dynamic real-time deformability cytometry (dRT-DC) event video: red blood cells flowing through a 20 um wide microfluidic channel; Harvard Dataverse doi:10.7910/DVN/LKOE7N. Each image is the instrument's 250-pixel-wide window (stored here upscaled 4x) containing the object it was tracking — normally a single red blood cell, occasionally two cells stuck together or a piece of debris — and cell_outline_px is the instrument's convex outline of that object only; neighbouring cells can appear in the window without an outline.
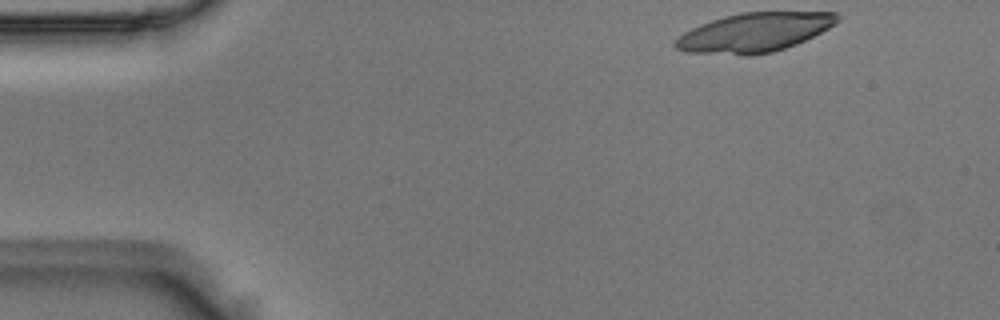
{"species": "Egyptian fruit bat (a non-hibernating species)", "species_latin": "Rousettus aegyptiacus", "temperature_condition": "room temperature", "stored_images_in_passage": 10, "camera_frame_rate_fps": 3000, "um_per_image_px": 0.085, "animal": {"sex": "male"}, "frame": {"image": 1, "passage_image": 1, "time_ms": 0.0, "image_size_px": [1000, 320], "cell_outline_px": [[840, 20], [828, 28], [796, 44], [772, 52], [752, 56], [744, 56], [688, 52], [676, 48], [672, 44], [684, 32], [700, 24], [724, 16], [740, 12], [836, 12], [840, 16]], "centroid_in_image_um": [64.11, 2.76], "position_along_channel_um": 20.9, "area_um2": 36.93}}